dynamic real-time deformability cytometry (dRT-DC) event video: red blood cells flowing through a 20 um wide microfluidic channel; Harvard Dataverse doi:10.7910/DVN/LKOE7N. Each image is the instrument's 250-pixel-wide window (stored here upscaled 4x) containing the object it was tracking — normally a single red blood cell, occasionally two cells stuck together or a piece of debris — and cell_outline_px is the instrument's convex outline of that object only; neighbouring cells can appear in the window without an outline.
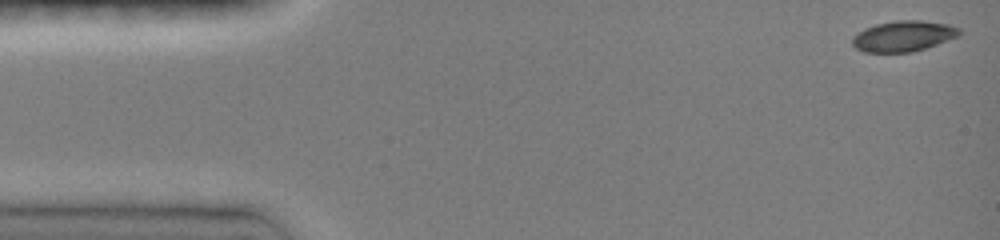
{"species": "common noctule bat (a hibernating species)", "species_latin": "Nyctalus noctula", "temperature_condition": "room temperature", "stored_images_in_passage": 7, "camera_frame_rate_fps": 3000, "um_per_image_px": 0.085, "animal": {"sex": "female", "body_mass_g": 19.0, "forearm_length_mm": 51.5}, "frame": {"image": 1, "passage_image": 1, "time_ms": 0.0, "image_size_px": [1000, 240], "cell_outline_px": [[960, 36], [912, 52], [864, 52], [856, 48], [852, 44], [852, 36], [864, 28], [876, 24], [896, 20], [920, 20], [948, 24], [960, 28]], "centroid_in_image_um": [76.77, 3.06], "position_along_channel_um": 8.2, "area_um2": 19.13}}
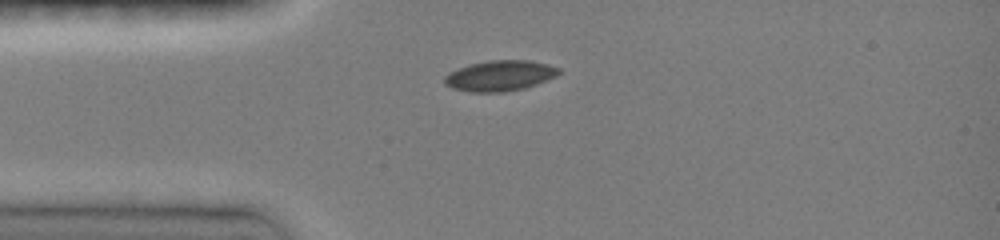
{"frame": {"image": 2, "passage_image": 6, "time_ms": 3.333, "image_size_px": [1000, 240], "cell_outline_px": [[560, 72], [556, 76], [536, 84], [524, 88], [504, 92], [468, 92], [452, 88], [444, 84], [444, 76], [448, 72], [472, 64], [488, 60], [528, 60], [548, 64], [560, 68]], "centroid_in_image_um": [42.47, 6.44], "position_along_channel_um": 42.5, "area_um2": 20.35}}